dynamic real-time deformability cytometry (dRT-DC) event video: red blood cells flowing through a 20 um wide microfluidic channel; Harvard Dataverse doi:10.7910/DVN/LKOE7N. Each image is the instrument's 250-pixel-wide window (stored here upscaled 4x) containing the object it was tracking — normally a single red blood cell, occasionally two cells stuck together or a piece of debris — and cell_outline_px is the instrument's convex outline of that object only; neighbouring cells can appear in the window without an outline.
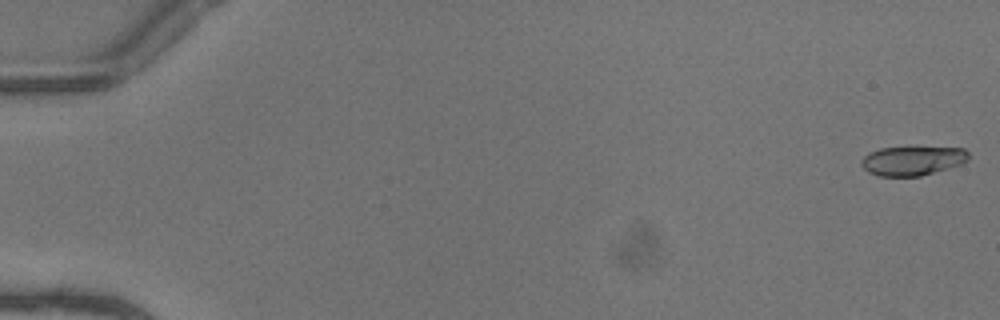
{"species": "common noctule bat (a hibernating species)", "species_latin": "Nyctalus noctula", "temperature_condition": "warm", "stored_images_in_passage": 27, "camera_frame_rate_fps": 3000, "um_per_image_px": 0.085, "animal": {"sex": "female"}, "frame": {"image": 1, "passage_image": 1, "time_ms": 0.0, "image_size_px": [1000, 320], "cell_outline_px": [[968, 160], [960, 164], [948, 168], [920, 176], [880, 176], [868, 172], [860, 164], [860, 160], [864, 156], [880, 148], [964, 148], [968, 152]], "centroid_in_image_um": [77.54, 13.67], "position_along_channel_um": 7.5, "area_um2": 17.92}}
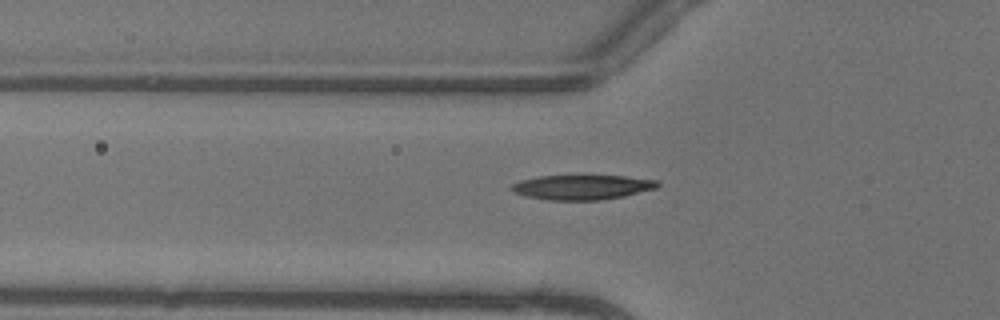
{"frame": {"image": 2, "passage_image": 19, "time_ms": 6.0, "image_size_px": [1000, 320], "cell_outline_px": [[660, 184], [656, 188], [624, 196], [600, 200], [548, 200], [528, 196], [512, 192], [508, 188], [512, 184], [520, 180], [536, 176], [624, 176], [656, 180]], "centroid_in_image_um": [49.43, 15.91], "position_along_channel_um": 76.4, "area_um2": 20.98}}
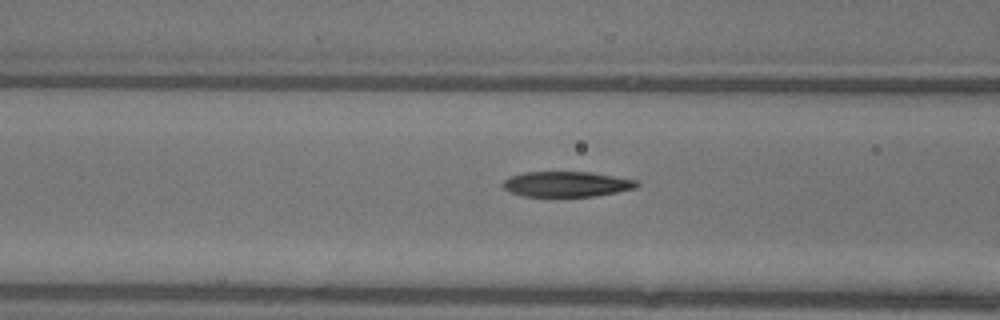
{"frame": {"image": 3, "passage_image": 22, "time_ms": 7.0, "image_size_px": [1000, 320], "cell_outline_px": [[640, 184], [636, 188], [616, 192], [592, 196], [524, 196], [512, 192], [504, 188], [504, 180], [512, 176], [524, 172], [592, 172], [640, 180]], "centroid_in_image_um": [48.24, 15.64], "position_along_channel_um": 118.4, "area_um2": 19.65}}